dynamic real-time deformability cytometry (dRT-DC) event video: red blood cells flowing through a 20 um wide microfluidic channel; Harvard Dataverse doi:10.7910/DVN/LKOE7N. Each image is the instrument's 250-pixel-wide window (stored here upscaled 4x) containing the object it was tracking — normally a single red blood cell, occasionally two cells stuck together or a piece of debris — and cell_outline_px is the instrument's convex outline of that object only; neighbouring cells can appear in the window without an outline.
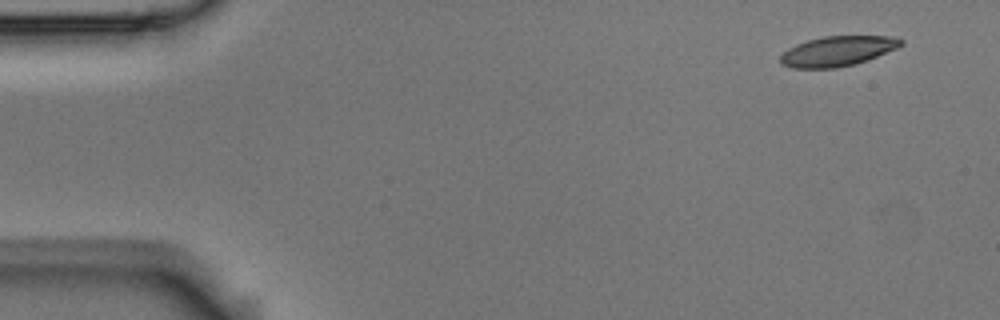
{"species": "Egyptian fruit bat (a non-hibernating species)", "species_latin": "Rousettus aegyptiacus", "temperature_condition": "room temperature", "stored_images_in_passage": 8, "camera_frame_rate_fps": 3000, "um_per_image_px": 0.085, "animal": {"sex": "male"}, "frame": {"image": 1, "passage_image": 1, "time_ms": 0.0, "image_size_px": [1000, 320], "cell_outline_px": [[904, 44], [896, 48], [868, 60], [856, 64], [836, 68], [792, 68], [780, 64], [780, 56], [788, 48], [796, 44], [808, 40], [824, 36], [888, 36], [904, 40]], "centroid_in_image_um": [71.18, 4.35], "position_along_channel_um": 13.8, "area_um2": 21.1}}
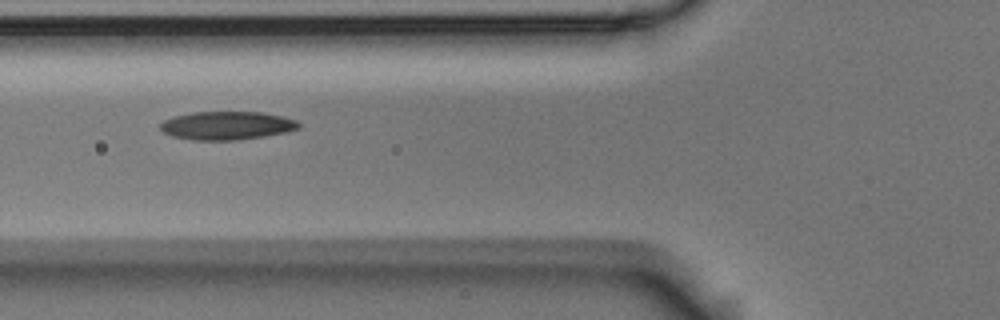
{"frame": {"image": 2, "passage_image": 6, "time_ms": 1.667, "image_size_px": [1000, 320], "cell_outline_px": [[300, 128], [288, 132], [264, 136], [236, 140], [192, 140], [172, 136], [164, 132], [160, 128], [160, 124], [164, 120], [172, 116], [192, 112], [260, 112], [284, 116], [296, 120], [300, 124]], "centroid_in_image_um": [19.29, 10.67], "position_along_channel_um": 106.5, "area_um2": 23.0}}
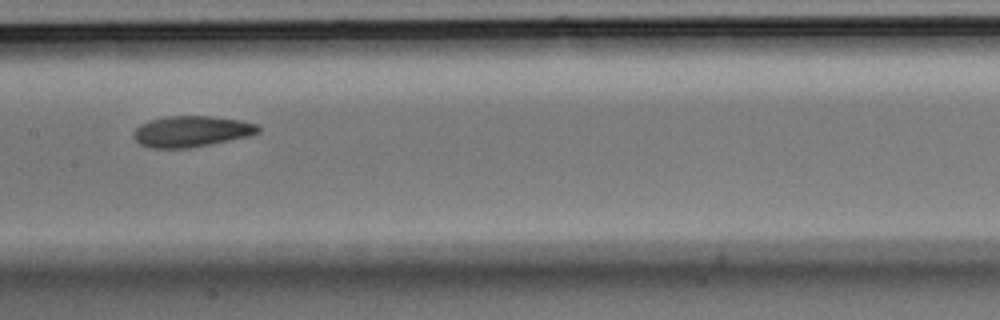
{"frame": {"image": 3, "passage_image": 8, "time_ms": 2.333, "image_size_px": [1000, 320], "cell_outline_px": [[260, 132], [248, 136], [188, 148], [152, 148], [140, 144], [132, 136], [132, 132], [140, 124], [148, 120], [168, 116], [212, 116], [240, 120], [256, 124], [260, 128]], "centroid_in_image_um": [16.23, 11.16], "position_along_channel_um": 191.2, "area_um2": 22.43}}